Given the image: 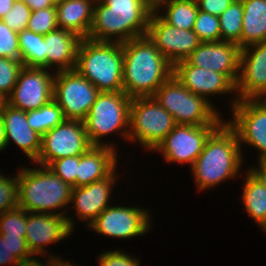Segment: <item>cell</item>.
Segmentation results:
<instances>
[{"label":"cell","mask_w":266,"mask_h":266,"mask_svg":"<svg viewBox=\"0 0 266 266\" xmlns=\"http://www.w3.org/2000/svg\"><path fill=\"white\" fill-rule=\"evenodd\" d=\"M244 156L235 130L224 120L208 137L203 151L189 168L197 193L214 190L245 173Z\"/></svg>","instance_id":"cell-1"},{"label":"cell","mask_w":266,"mask_h":266,"mask_svg":"<svg viewBox=\"0 0 266 266\" xmlns=\"http://www.w3.org/2000/svg\"><path fill=\"white\" fill-rule=\"evenodd\" d=\"M123 92L132 98L153 97L173 75V65L147 35L122 43Z\"/></svg>","instance_id":"cell-2"},{"label":"cell","mask_w":266,"mask_h":266,"mask_svg":"<svg viewBox=\"0 0 266 266\" xmlns=\"http://www.w3.org/2000/svg\"><path fill=\"white\" fill-rule=\"evenodd\" d=\"M153 10L150 0L95 2L88 39L123 43L145 36Z\"/></svg>","instance_id":"cell-3"},{"label":"cell","mask_w":266,"mask_h":266,"mask_svg":"<svg viewBox=\"0 0 266 266\" xmlns=\"http://www.w3.org/2000/svg\"><path fill=\"white\" fill-rule=\"evenodd\" d=\"M25 164L17 167L18 206L27 212L66 216L73 187L48 167Z\"/></svg>","instance_id":"cell-4"},{"label":"cell","mask_w":266,"mask_h":266,"mask_svg":"<svg viewBox=\"0 0 266 266\" xmlns=\"http://www.w3.org/2000/svg\"><path fill=\"white\" fill-rule=\"evenodd\" d=\"M130 102L131 98L123 91L100 92L98 94L96 101L83 121L92 146L110 147L123 155V149L120 148L124 147V143L128 144ZM112 137L119 138V142H122L123 147L119 146L120 143ZM115 142H118V144Z\"/></svg>","instance_id":"cell-5"},{"label":"cell","mask_w":266,"mask_h":266,"mask_svg":"<svg viewBox=\"0 0 266 266\" xmlns=\"http://www.w3.org/2000/svg\"><path fill=\"white\" fill-rule=\"evenodd\" d=\"M75 69L100 92L123 91L122 43L82 39Z\"/></svg>","instance_id":"cell-6"},{"label":"cell","mask_w":266,"mask_h":266,"mask_svg":"<svg viewBox=\"0 0 266 266\" xmlns=\"http://www.w3.org/2000/svg\"><path fill=\"white\" fill-rule=\"evenodd\" d=\"M153 98L172 116L176 124L220 125L224 116L205 98L190 92L172 75Z\"/></svg>","instance_id":"cell-7"},{"label":"cell","mask_w":266,"mask_h":266,"mask_svg":"<svg viewBox=\"0 0 266 266\" xmlns=\"http://www.w3.org/2000/svg\"><path fill=\"white\" fill-rule=\"evenodd\" d=\"M111 204L109 207L104 209L97 218L87 227V231H91L94 237L101 236L106 239L117 240H131L137 237L147 236L152 229L154 230L151 206H138L132 201ZM132 203V204H129ZM128 204V205H127ZM147 206V208H146ZM142 207V208H141ZM144 207V208H143Z\"/></svg>","instance_id":"cell-8"},{"label":"cell","mask_w":266,"mask_h":266,"mask_svg":"<svg viewBox=\"0 0 266 266\" xmlns=\"http://www.w3.org/2000/svg\"><path fill=\"white\" fill-rule=\"evenodd\" d=\"M175 125L173 116L155 98L131 99L128 145L135 144L151 155Z\"/></svg>","instance_id":"cell-9"},{"label":"cell","mask_w":266,"mask_h":266,"mask_svg":"<svg viewBox=\"0 0 266 266\" xmlns=\"http://www.w3.org/2000/svg\"><path fill=\"white\" fill-rule=\"evenodd\" d=\"M123 163L124 160L122 162L123 166L119 165L104 179L92 182L89 185L72 188L71 203L66 217L68 224L73 231H76V228L79 229V226H76L78 225L77 223L81 221L83 227H88L104 209L117 200L115 197L116 195L113 192L115 189L117 190L118 186L121 187V185H119L120 180H122L121 177H123V174L125 177V174L128 171L126 169L120 170L122 169L121 167H128L126 166L128 165L126 161L124 164ZM121 172L123 173L120 174ZM78 220L80 221L78 222Z\"/></svg>","instance_id":"cell-10"},{"label":"cell","mask_w":266,"mask_h":266,"mask_svg":"<svg viewBox=\"0 0 266 266\" xmlns=\"http://www.w3.org/2000/svg\"><path fill=\"white\" fill-rule=\"evenodd\" d=\"M231 112V113H230ZM230 114V116H229ZM225 121L235 130L239 145L245 159L248 152L245 149L255 150L251 154L253 159L266 158V102L263 99L239 100L232 107ZM252 147V148H251Z\"/></svg>","instance_id":"cell-11"},{"label":"cell","mask_w":266,"mask_h":266,"mask_svg":"<svg viewBox=\"0 0 266 266\" xmlns=\"http://www.w3.org/2000/svg\"><path fill=\"white\" fill-rule=\"evenodd\" d=\"M173 75L190 92L205 98L223 116L228 115V111L238 101L236 85L225 74L190 65L186 60H182L173 66ZM223 96L228 99V101H225L229 108V110L226 109L227 114L220 106L217 107V103L214 101L217 97L222 98Z\"/></svg>","instance_id":"cell-12"},{"label":"cell","mask_w":266,"mask_h":266,"mask_svg":"<svg viewBox=\"0 0 266 266\" xmlns=\"http://www.w3.org/2000/svg\"><path fill=\"white\" fill-rule=\"evenodd\" d=\"M100 91L76 69L57 71L53 100L66 120L84 121Z\"/></svg>","instance_id":"cell-13"},{"label":"cell","mask_w":266,"mask_h":266,"mask_svg":"<svg viewBox=\"0 0 266 266\" xmlns=\"http://www.w3.org/2000/svg\"><path fill=\"white\" fill-rule=\"evenodd\" d=\"M219 125H183L176 124L174 129L152 152L159 153L167 165L193 166L195 160L203 151L204 145L211 133Z\"/></svg>","instance_id":"cell-14"},{"label":"cell","mask_w":266,"mask_h":266,"mask_svg":"<svg viewBox=\"0 0 266 266\" xmlns=\"http://www.w3.org/2000/svg\"><path fill=\"white\" fill-rule=\"evenodd\" d=\"M91 146L84 122L65 119L41 137V149L33 163L47 167L57 159L82 155Z\"/></svg>","instance_id":"cell-15"},{"label":"cell","mask_w":266,"mask_h":266,"mask_svg":"<svg viewBox=\"0 0 266 266\" xmlns=\"http://www.w3.org/2000/svg\"><path fill=\"white\" fill-rule=\"evenodd\" d=\"M74 233L66 216L26 211L25 240L33 256L63 257V254L55 255L50 248L54 243L56 246V243L69 241L66 239H70Z\"/></svg>","instance_id":"cell-16"},{"label":"cell","mask_w":266,"mask_h":266,"mask_svg":"<svg viewBox=\"0 0 266 266\" xmlns=\"http://www.w3.org/2000/svg\"><path fill=\"white\" fill-rule=\"evenodd\" d=\"M55 73L51 69L24 66L7 96V103L22 111L39 109L53 100Z\"/></svg>","instance_id":"cell-17"},{"label":"cell","mask_w":266,"mask_h":266,"mask_svg":"<svg viewBox=\"0 0 266 266\" xmlns=\"http://www.w3.org/2000/svg\"><path fill=\"white\" fill-rule=\"evenodd\" d=\"M146 35L173 66L186 60L201 43L193 30L171 26L154 10L148 21Z\"/></svg>","instance_id":"cell-18"},{"label":"cell","mask_w":266,"mask_h":266,"mask_svg":"<svg viewBox=\"0 0 266 266\" xmlns=\"http://www.w3.org/2000/svg\"><path fill=\"white\" fill-rule=\"evenodd\" d=\"M236 94L238 101L266 95V42L241 49Z\"/></svg>","instance_id":"cell-19"},{"label":"cell","mask_w":266,"mask_h":266,"mask_svg":"<svg viewBox=\"0 0 266 266\" xmlns=\"http://www.w3.org/2000/svg\"><path fill=\"white\" fill-rule=\"evenodd\" d=\"M240 53L241 48L231 42H201L186 61L190 65L225 74L236 85Z\"/></svg>","instance_id":"cell-20"},{"label":"cell","mask_w":266,"mask_h":266,"mask_svg":"<svg viewBox=\"0 0 266 266\" xmlns=\"http://www.w3.org/2000/svg\"><path fill=\"white\" fill-rule=\"evenodd\" d=\"M0 119L6 134V148L9 150L11 144H15L13 146L22 152L24 158L33 163L41 149V136L28 124L27 112L6 103L0 110Z\"/></svg>","instance_id":"cell-21"},{"label":"cell","mask_w":266,"mask_h":266,"mask_svg":"<svg viewBox=\"0 0 266 266\" xmlns=\"http://www.w3.org/2000/svg\"><path fill=\"white\" fill-rule=\"evenodd\" d=\"M123 159L121 154L113 148L91 146L86 152L79 155L76 187L89 185L92 182L108 177L121 165Z\"/></svg>","instance_id":"cell-22"},{"label":"cell","mask_w":266,"mask_h":266,"mask_svg":"<svg viewBox=\"0 0 266 266\" xmlns=\"http://www.w3.org/2000/svg\"><path fill=\"white\" fill-rule=\"evenodd\" d=\"M44 40L47 69L54 72L75 69L81 37L58 28L44 35Z\"/></svg>","instance_id":"cell-23"},{"label":"cell","mask_w":266,"mask_h":266,"mask_svg":"<svg viewBox=\"0 0 266 266\" xmlns=\"http://www.w3.org/2000/svg\"><path fill=\"white\" fill-rule=\"evenodd\" d=\"M95 0H58L55 3L57 25L82 39L88 38L94 13Z\"/></svg>","instance_id":"cell-24"},{"label":"cell","mask_w":266,"mask_h":266,"mask_svg":"<svg viewBox=\"0 0 266 266\" xmlns=\"http://www.w3.org/2000/svg\"><path fill=\"white\" fill-rule=\"evenodd\" d=\"M243 175L240 177L243 180L239 195L240 204L249 219L251 218L266 235V188L248 170Z\"/></svg>","instance_id":"cell-25"},{"label":"cell","mask_w":266,"mask_h":266,"mask_svg":"<svg viewBox=\"0 0 266 266\" xmlns=\"http://www.w3.org/2000/svg\"><path fill=\"white\" fill-rule=\"evenodd\" d=\"M241 49L266 42V0H242Z\"/></svg>","instance_id":"cell-26"},{"label":"cell","mask_w":266,"mask_h":266,"mask_svg":"<svg viewBox=\"0 0 266 266\" xmlns=\"http://www.w3.org/2000/svg\"><path fill=\"white\" fill-rule=\"evenodd\" d=\"M154 11L171 26L193 30L199 10L195 0H157Z\"/></svg>","instance_id":"cell-27"},{"label":"cell","mask_w":266,"mask_h":266,"mask_svg":"<svg viewBox=\"0 0 266 266\" xmlns=\"http://www.w3.org/2000/svg\"><path fill=\"white\" fill-rule=\"evenodd\" d=\"M20 60L26 67L47 68L44 35L29 30L18 32Z\"/></svg>","instance_id":"cell-28"},{"label":"cell","mask_w":266,"mask_h":266,"mask_svg":"<svg viewBox=\"0 0 266 266\" xmlns=\"http://www.w3.org/2000/svg\"><path fill=\"white\" fill-rule=\"evenodd\" d=\"M65 120L62 109L51 100L39 109L27 111V122L41 137Z\"/></svg>","instance_id":"cell-29"},{"label":"cell","mask_w":266,"mask_h":266,"mask_svg":"<svg viewBox=\"0 0 266 266\" xmlns=\"http://www.w3.org/2000/svg\"><path fill=\"white\" fill-rule=\"evenodd\" d=\"M242 18V0H234L219 16L221 41L237 44L241 48Z\"/></svg>","instance_id":"cell-30"},{"label":"cell","mask_w":266,"mask_h":266,"mask_svg":"<svg viewBox=\"0 0 266 266\" xmlns=\"http://www.w3.org/2000/svg\"><path fill=\"white\" fill-rule=\"evenodd\" d=\"M193 31L197 34L200 42L221 41L219 17L201 10L198 11Z\"/></svg>","instance_id":"cell-31"},{"label":"cell","mask_w":266,"mask_h":266,"mask_svg":"<svg viewBox=\"0 0 266 266\" xmlns=\"http://www.w3.org/2000/svg\"><path fill=\"white\" fill-rule=\"evenodd\" d=\"M0 168V215L18 207L17 170L13 173H3Z\"/></svg>","instance_id":"cell-32"},{"label":"cell","mask_w":266,"mask_h":266,"mask_svg":"<svg viewBox=\"0 0 266 266\" xmlns=\"http://www.w3.org/2000/svg\"><path fill=\"white\" fill-rule=\"evenodd\" d=\"M0 234L26 237V211L18 206L2 213Z\"/></svg>","instance_id":"cell-33"},{"label":"cell","mask_w":266,"mask_h":266,"mask_svg":"<svg viewBox=\"0 0 266 266\" xmlns=\"http://www.w3.org/2000/svg\"><path fill=\"white\" fill-rule=\"evenodd\" d=\"M57 29L56 6L31 11L27 30L37 34L46 35Z\"/></svg>","instance_id":"cell-34"},{"label":"cell","mask_w":266,"mask_h":266,"mask_svg":"<svg viewBox=\"0 0 266 266\" xmlns=\"http://www.w3.org/2000/svg\"><path fill=\"white\" fill-rule=\"evenodd\" d=\"M125 247L118 249L115 247L113 250L108 248L96 256V262L98 266H142L141 257L134 256V252H125ZM103 251V252H102Z\"/></svg>","instance_id":"cell-35"},{"label":"cell","mask_w":266,"mask_h":266,"mask_svg":"<svg viewBox=\"0 0 266 266\" xmlns=\"http://www.w3.org/2000/svg\"><path fill=\"white\" fill-rule=\"evenodd\" d=\"M23 67L21 60L0 57V92L6 97L14 88Z\"/></svg>","instance_id":"cell-36"},{"label":"cell","mask_w":266,"mask_h":266,"mask_svg":"<svg viewBox=\"0 0 266 266\" xmlns=\"http://www.w3.org/2000/svg\"><path fill=\"white\" fill-rule=\"evenodd\" d=\"M31 8L23 1L16 0L2 21L11 29L20 32L27 29Z\"/></svg>","instance_id":"cell-37"},{"label":"cell","mask_w":266,"mask_h":266,"mask_svg":"<svg viewBox=\"0 0 266 266\" xmlns=\"http://www.w3.org/2000/svg\"><path fill=\"white\" fill-rule=\"evenodd\" d=\"M79 165V155L52 161L47 167L64 182L76 187V174Z\"/></svg>","instance_id":"cell-38"},{"label":"cell","mask_w":266,"mask_h":266,"mask_svg":"<svg viewBox=\"0 0 266 266\" xmlns=\"http://www.w3.org/2000/svg\"><path fill=\"white\" fill-rule=\"evenodd\" d=\"M0 57L20 60L18 32L0 20Z\"/></svg>","instance_id":"cell-39"},{"label":"cell","mask_w":266,"mask_h":266,"mask_svg":"<svg viewBox=\"0 0 266 266\" xmlns=\"http://www.w3.org/2000/svg\"><path fill=\"white\" fill-rule=\"evenodd\" d=\"M2 239H6L11 253L20 262H24L33 257L27 247L25 237L2 235Z\"/></svg>","instance_id":"cell-40"},{"label":"cell","mask_w":266,"mask_h":266,"mask_svg":"<svg viewBox=\"0 0 266 266\" xmlns=\"http://www.w3.org/2000/svg\"><path fill=\"white\" fill-rule=\"evenodd\" d=\"M198 10L219 17L234 0H195Z\"/></svg>","instance_id":"cell-41"},{"label":"cell","mask_w":266,"mask_h":266,"mask_svg":"<svg viewBox=\"0 0 266 266\" xmlns=\"http://www.w3.org/2000/svg\"><path fill=\"white\" fill-rule=\"evenodd\" d=\"M43 260V261H42ZM67 260L59 256H33L19 266H62Z\"/></svg>","instance_id":"cell-42"},{"label":"cell","mask_w":266,"mask_h":266,"mask_svg":"<svg viewBox=\"0 0 266 266\" xmlns=\"http://www.w3.org/2000/svg\"><path fill=\"white\" fill-rule=\"evenodd\" d=\"M20 261L11 253L6 239L0 234V266H19Z\"/></svg>","instance_id":"cell-43"},{"label":"cell","mask_w":266,"mask_h":266,"mask_svg":"<svg viewBox=\"0 0 266 266\" xmlns=\"http://www.w3.org/2000/svg\"><path fill=\"white\" fill-rule=\"evenodd\" d=\"M255 162L253 161V163L248 166L247 170L266 188V158L258 159Z\"/></svg>","instance_id":"cell-44"},{"label":"cell","mask_w":266,"mask_h":266,"mask_svg":"<svg viewBox=\"0 0 266 266\" xmlns=\"http://www.w3.org/2000/svg\"><path fill=\"white\" fill-rule=\"evenodd\" d=\"M30 8L31 11L54 7L55 0H23Z\"/></svg>","instance_id":"cell-45"},{"label":"cell","mask_w":266,"mask_h":266,"mask_svg":"<svg viewBox=\"0 0 266 266\" xmlns=\"http://www.w3.org/2000/svg\"><path fill=\"white\" fill-rule=\"evenodd\" d=\"M16 0H0V20L13 7Z\"/></svg>","instance_id":"cell-46"},{"label":"cell","mask_w":266,"mask_h":266,"mask_svg":"<svg viewBox=\"0 0 266 266\" xmlns=\"http://www.w3.org/2000/svg\"><path fill=\"white\" fill-rule=\"evenodd\" d=\"M6 134L2 120L0 119V153L6 152Z\"/></svg>","instance_id":"cell-47"},{"label":"cell","mask_w":266,"mask_h":266,"mask_svg":"<svg viewBox=\"0 0 266 266\" xmlns=\"http://www.w3.org/2000/svg\"><path fill=\"white\" fill-rule=\"evenodd\" d=\"M7 103V97L0 92V110L5 106Z\"/></svg>","instance_id":"cell-48"},{"label":"cell","mask_w":266,"mask_h":266,"mask_svg":"<svg viewBox=\"0 0 266 266\" xmlns=\"http://www.w3.org/2000/svg\"><path fill=\"white\" fill-rule=\"evenodd\" d=\"M75 263H76V261L74 262L73 260L67 259V261L62 266H85L84 264L81 265V263H80V265H79V263L78 264H75Z\"/></svg>","instance_id":"cell-49"},{"label":"cell","mask_w":266,"mask_h":266,"mask_svg":"<svg viewBox=\"0 0 266 266\" xmlns=\"http://www.w3.org/2000/svg\"><path fill=\"white\" fill-rule=\"evenodd\" d=\"M105 0H95V2H104Z\"/></svg>","instance_id":"cell-50"},{"label":"cell","mask_w":266,"mask_h":266,"mask_svg":"<svg viewBox=\"0 0 266 266\" xmlns=\"http://www.w3.org/2000/svg\"><path fill=\"white\" fill-rule=\"evenodd\" d=\"M153 4L157 1V0H150Z\"/></svg>","instance_id":"cell-51"},{"label":"cell","mask_w":266,"mask_h":266,"mask_svg":"<svg viewBox=\"0 0 266 266\" xmlns=\"http://www.w3.org/2000/svg\"><path fill=\"white\" fill-rule=\"evenodd\" d=\"M262 99L266 102V95Z\"/></svg>","instance_id":"cell-52"}]
</instances>
